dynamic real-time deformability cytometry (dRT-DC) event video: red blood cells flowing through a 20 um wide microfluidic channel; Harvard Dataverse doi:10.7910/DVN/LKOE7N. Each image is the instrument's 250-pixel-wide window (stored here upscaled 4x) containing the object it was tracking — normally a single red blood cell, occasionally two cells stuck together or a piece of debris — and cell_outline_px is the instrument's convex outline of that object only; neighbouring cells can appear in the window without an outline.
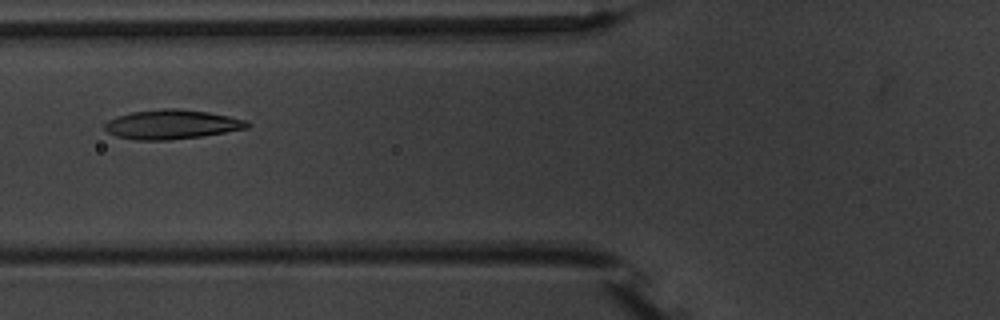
{"species": "common noctule bat (a hibernating species)", "species_latin": "Nyctalus noctula", "temperature_condition": "warm", "stored_images_in_passage": 10, "camera_frame_rate_fps": 3000, "um_per_image_px": 0.085, "animal": {"sex": "male", "body_mass_g": 20.1, "forearm_length_mm": 53.5}, "frame": {"image": 1, "passage_image": 5, "time_ms": 6.333, "image_size_px": [1000, 320], "cell_outline_px": [[252, 124], [248, 128], [200, 136], [168, 140], [136, 140], [116, 136], [108, 132], [104, 128], [104, 124], [108, 120], [116, 116], [132, 112], [160, 108], [176, 108], [208, 112], [248, 120]], "centroid_in_image_um": [14.59, 10.57], "position_along_channel_um": 111.2, "area_um2": 24.39}}
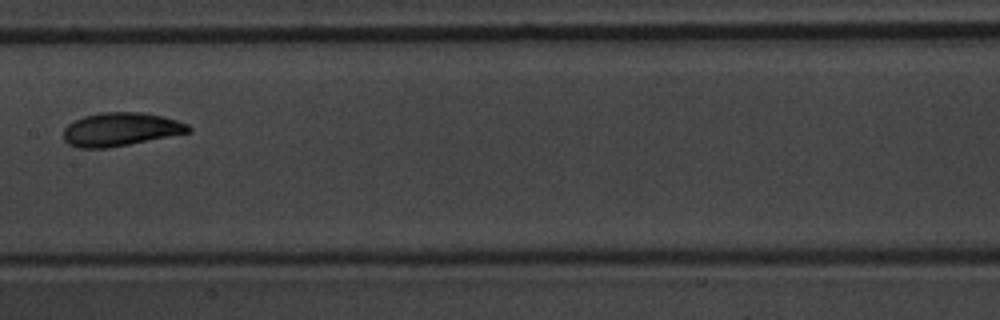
{"frame": {"image": 2, "passage_image": 7, "time_ms": 8.667, "image_size_px": [1000, 320], "cell_outline_px": [[192, 132], [128, 144], [104, 148], [80, 148], [68, 144], [64, 140], [64, 128], [68, 124], [84, 116], [100, 112], [140, 112], [160, 116], [176, 120], [188, 124], [192, 128]], "centroid_in_image_um": [10.25, 10.99], "position_along_channel_um": 197.1, "area_um2": 24.16}}
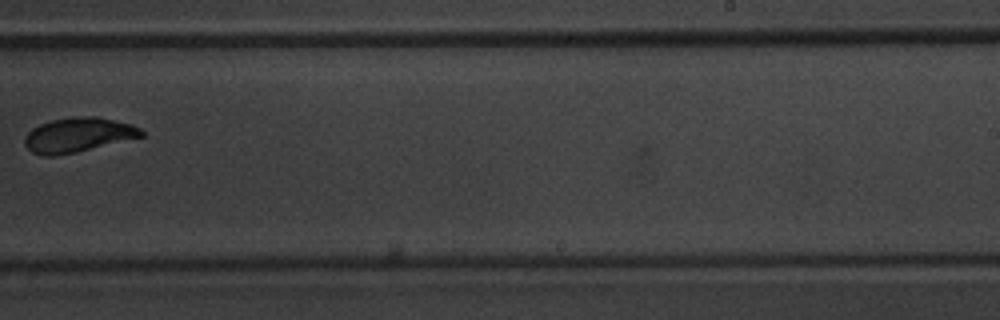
{"frame": {"image": 3, "passage_image": 9, "time_ms": 11.0, "image_size_px": [1000, 320], "cell_outline_px": [[144, 136], [76, 152], [56, 156], [44, 156], [32, 152], [24, 144], [24, 140], [28, 132], [32, 128], [40, 124], [52, 120], [76, 116], [96, 116], [132, 124], [140, 128], [144, 132]], "centroid_in_image_um": [6.64, 11.46], "position_along_channel_um": 282.4, "area_um2": 23.41}}